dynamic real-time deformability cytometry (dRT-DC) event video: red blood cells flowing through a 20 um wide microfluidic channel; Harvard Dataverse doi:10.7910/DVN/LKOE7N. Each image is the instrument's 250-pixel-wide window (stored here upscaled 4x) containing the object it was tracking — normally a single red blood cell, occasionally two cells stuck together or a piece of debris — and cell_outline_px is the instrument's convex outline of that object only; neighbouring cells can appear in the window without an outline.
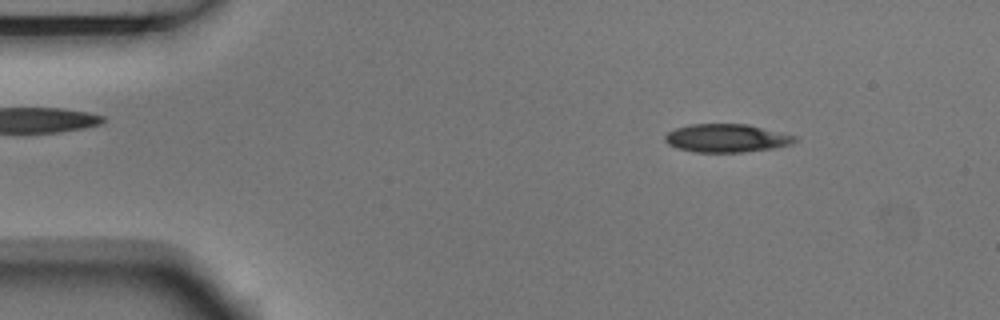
{"species": "Egyptian fruit bat (a non-hibernating species)", "species_latin": "Rousettus aegyptiacus", "temperature_condition": "room temperature", "stored_images_in_passage": 4, "camera_frame_rate_fps": 3000, "um_per_image_px": 0.085, "animal": {"sex": "male"}, "frame": {"image": 1, "passage_image": 1, "time_ms": 0.0, "image_size_px": [1000, 320], "cell_outline_px": [[800, 140], [792, 144], [776, 148], [744, 152], [696, 152], [676, 148], [668, 144], [664, 140], [664, 136], [668, 132], [676, 128], [692, 124], [748, 124], [800, 136]], "centroid_in_image_um": [61.84, 11.74], "position_along_channel_um": 23.2, "area_um2": 21.73}}
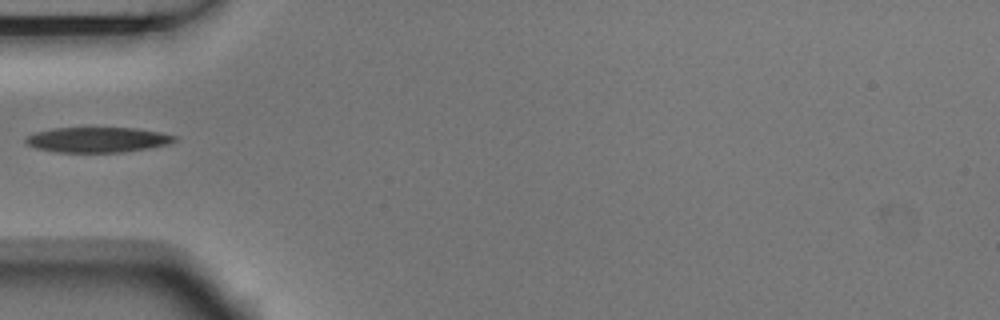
{"frame": {"image": 2, "passage_image": 3, "time_ms": 0.667, "image_size_px": [1000, 320], "cell_outline_px": [[176, 140], [168, 144], [148, 148], [124, 152], [56, 152], [36, 148], [28, 144], [24, 140], [28, 136], [36, 132], [52, 128], [136, 128], [160, 132], [176, 136]], "centroid_in_image_um": [8.3, 11.88], "position_along_channel_um": 76.7, "area_um2": 21.73}}
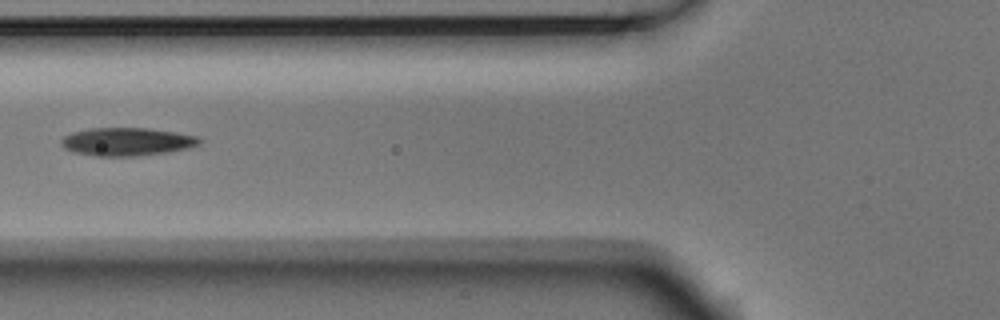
{"frame": {"image": 3, "passage_image": 4, "time_ms": 1.0, "image_size_px": [1000, 320], "cell_outline_px": [[204, 140], [200, 144], [188, 148], [168, 152], [136, 156], [96, 156], [72, 152], [64, 148], [60, 144], [60, 140], [64, 136], [72, 132], [92, 128], [148, 128], [176, 132], [200, 136]], "centroid_in_image_um": [10.81, 12.04], "position_along_channel_um": 115.0, "area_um2": 22.89}}